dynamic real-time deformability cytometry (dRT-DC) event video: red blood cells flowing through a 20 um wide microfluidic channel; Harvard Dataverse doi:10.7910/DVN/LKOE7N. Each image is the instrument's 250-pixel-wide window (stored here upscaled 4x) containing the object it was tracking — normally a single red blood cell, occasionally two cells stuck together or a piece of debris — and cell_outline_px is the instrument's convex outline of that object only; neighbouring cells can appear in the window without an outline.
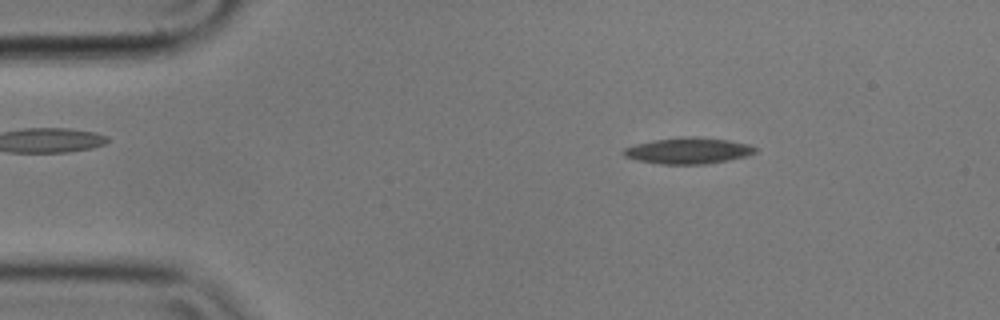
{"species": "common noctule bat (a hibernating species)", "species_latin": "Nyctalus noctula", "temperature_condition": "cold", "stored_images_in_passage": 5, "camera_frame_rate_fps": 3000, "um_per_image_px": 0.085, "animal": {"sex": "male", "body_mass_g": 17.9}, "frame": {"image": 1, "passage_image": 3, "time_ms": 0.667, "image_size_px": [1000, 320], "cell_outline_px": [[760, 148], [756, 152], [748, 156], [728, 160], [704, 164], [660, 164], [636, 160], [624, 156], [620, 152], [624, 148], [636, 144], [652, 140], [680, 136], [696, 136], [728, 140], [748, 144]], "centroid_in_image_um": [58.5, 12.8], "position_along_channel_um": 26.5, "area_um2": 20.4}}
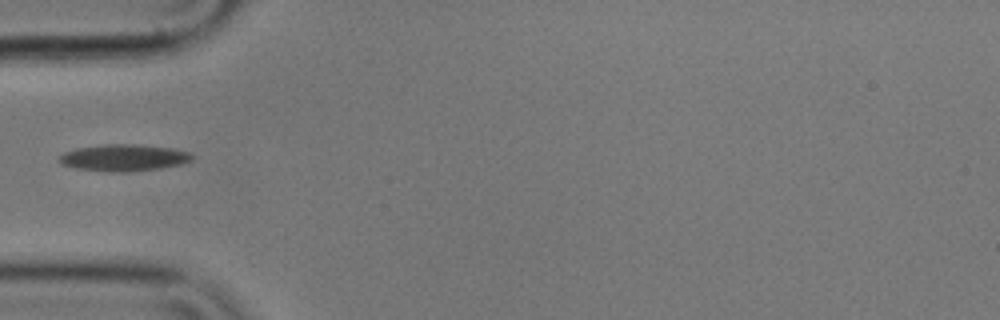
{"frame": {"image": 2, "passage_image": 5, "time_ms": 1.333, "image_size_px": [1000, 320], "cell_outline_px": [[192, 160], [180, 164], [160, 168], [124, 172], [108, 172], [76, 168], [60, 164], [56, 160], [64, 152], [76, 148], [100, 144], [136, 144], [172, 148], [188, 152], [192, 156]], "centroid_in_image_um": [10.45, 13.4], "position_along_channel_um": 74.5, "area_um2": 20.75}}